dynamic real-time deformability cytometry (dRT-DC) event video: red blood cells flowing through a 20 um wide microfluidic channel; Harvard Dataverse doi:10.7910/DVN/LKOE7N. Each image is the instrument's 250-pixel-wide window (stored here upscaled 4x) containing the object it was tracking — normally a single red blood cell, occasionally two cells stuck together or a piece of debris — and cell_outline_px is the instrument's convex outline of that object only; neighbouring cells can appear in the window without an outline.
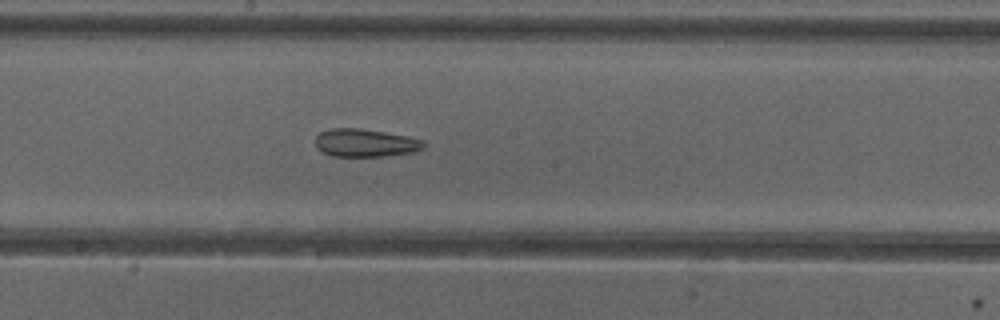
{"species": "common noctule bat (a hibernating species)", "species_latin": "Nyctalus noctula", "temperature_condition": "cold", "stored_images_in_passage": 7, "camera_frame_rate_fps": 3000, "um_per_image_px": 0.085, "animal": {"sex": "female"}, "frame": {"image": 1, "passage_image": 7, "time_ms": 8.0, "image_size_px": [1000, 320], "cell_outline_px": [[428, 144], [424, 148], [412, 152], [384, 156], [332, 156], [316, 148], [316, 136], [320, 132], [328, 128], [360, 128], [408, 136], [424, 140]], "centroid_in_image_um": [31.07, 12.14], "position_along_channel_um": 217.1, "area_um2": 17.74}}